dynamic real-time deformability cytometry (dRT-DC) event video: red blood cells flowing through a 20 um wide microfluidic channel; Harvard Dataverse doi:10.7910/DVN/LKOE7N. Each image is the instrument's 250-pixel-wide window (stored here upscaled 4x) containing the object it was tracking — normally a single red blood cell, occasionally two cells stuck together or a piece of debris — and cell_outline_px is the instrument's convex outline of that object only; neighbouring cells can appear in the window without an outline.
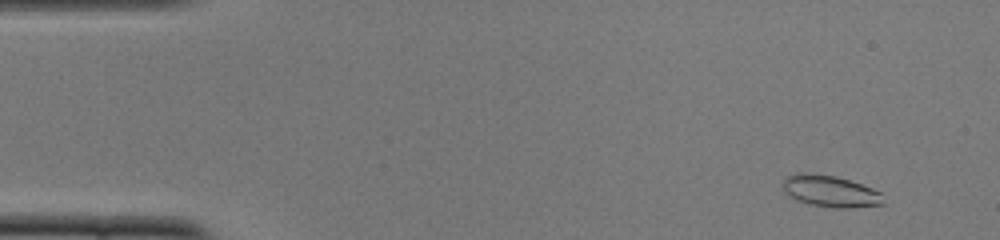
{"species": "common noctule bat (a hibernating species)", "species_latin": "Nyctalus noctula", "temperature_condition": "cold", "stored_images_in_passage": 51, "camera_frame_rate_fps": 3000, "um_per_image_px": 0.085, "animal": {"sex": "female", "body_mass_g": 22.0, "forearm_length_mm": 56.7}, "frame": {"image": 1, "passage_image": 3, "time_ms": 0.667, "image_size_px": [1000, 240], "cell_outline_px": [[884, 204], [844, 208], [836, 208], [812, 204], [800, 200], [792, 196], [784, 188], [784, 180], [788, 176], [800, 172], [836, 176], [872, 188], [880, 192]], "centroid_in_image_um": [70.62, 16.24], "position_along_channel_um": 14.4, "area_um2": 17.8}}
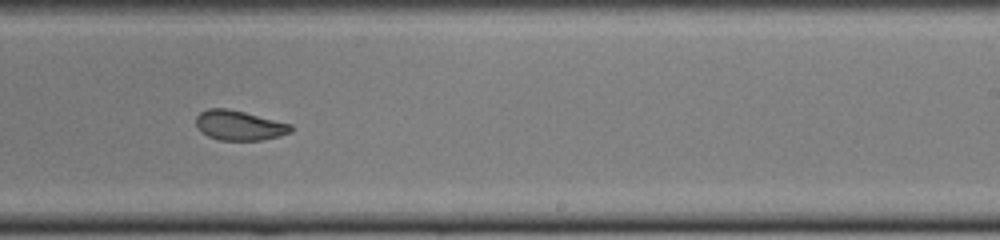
{"frame": {"image": 2, "passage_image": 31, "time_ms": 10.0, "image_size_px": [1000, 240], "cell_outline_px": [[292, 132], [280, 136], [260, 140], [220, 140], [208, 136], [196, 124], [196, 116], [200, 112], [208, 108], [228, 108], [292, 124]], "centroid_in_image_um": [20.36, 10.65], "position_along_channel_um": 268.6, "area_um2": 16.36}}
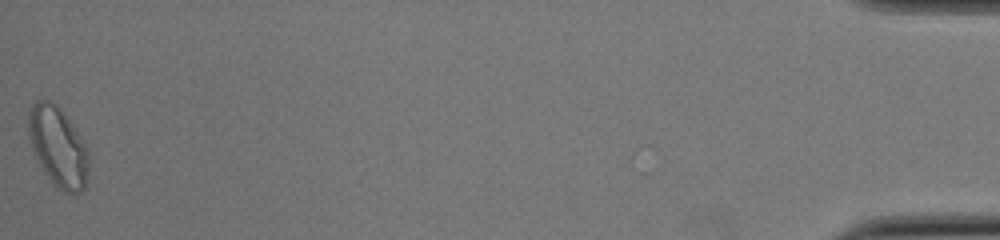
{"frame": {"image": 3, "passage_image": 51, "time_ms": 16.667, "image_size_px": [1000, 240], "cell_outline_px": [[88, 168], [84, 188], [80, 192], [64, 192], [56, 188], [40, 164], [32, 148], [28, 132], [28, 112], [32, 104], [36, 100], [48, 100], [56, 104], [68, 120], [88, 148]], "centroid_in_image_um": [4.92, 12.47], "position_along_channel_um": 430.3, "area_um2": 27.51}, "authors_computed_cell_mechanics": {"area_um2": 17.6868, "velocity_mm_per_s": 3.8642, "shape_relaxation_time_tau1_ms": null, "shape_relaxation_time_tau2_ms": 2.1634, "deformation_change_tau1": null, "deformation_change_tau2": 0.0709}}